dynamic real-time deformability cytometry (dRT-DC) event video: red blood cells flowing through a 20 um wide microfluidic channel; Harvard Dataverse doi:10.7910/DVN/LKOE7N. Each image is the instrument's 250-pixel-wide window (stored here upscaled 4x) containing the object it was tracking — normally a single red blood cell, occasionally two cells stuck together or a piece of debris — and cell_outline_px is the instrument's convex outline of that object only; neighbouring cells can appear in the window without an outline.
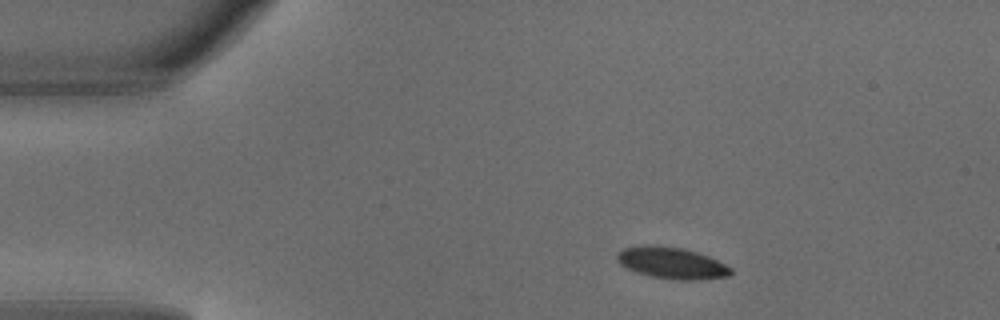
{"species": "common noctule bat (a hibernating species)", "species_latin": "Nyctalus noctula", "temperature_condition": "warm", "stored_images_in_passage": 2, "camera_frame_rate_fps": 3000, "um_per_image_px": 0.085, "animal": {"sex": "male", "body_mass_g": 18.8}, "frame": {"image": 1, "passage_image": 1, "time_ms": 0.0, "image_size_px": [1000, 320], "cell_outline_px": [[732, 272], [728, 276], [688, 280], [676, 280], [652, 276], [636, 272], [620, 264], [616, 260], [616, 256], [624, 248], [644, 244], [648, 244], [680, 248], [696, 252], [708, 256], [732, 268]], "centroid_in_image_um": [57.06, 22.34], "position_along_channel_um": 27.9, "area_um2": 20.58}}